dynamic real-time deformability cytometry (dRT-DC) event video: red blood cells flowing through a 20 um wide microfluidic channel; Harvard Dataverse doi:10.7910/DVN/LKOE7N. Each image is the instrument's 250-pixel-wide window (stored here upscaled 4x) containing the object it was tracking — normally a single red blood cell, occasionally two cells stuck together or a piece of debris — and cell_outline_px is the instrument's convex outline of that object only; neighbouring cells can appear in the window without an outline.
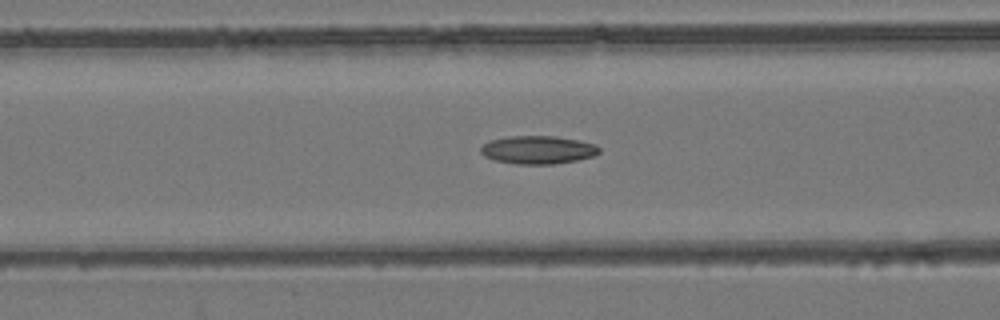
{"species": "common noctule bat (a hibernating species)", "species_latin": "Nyctalus noctula", "temperature_condition": "room temperature", "stored_images_in_passage": 55, "camera_frame_rate_fps": 3000, "um_per_image_px": 0.085, "animal": {"sex": "female", "body_mass_g": 24.6, "forearm_length_mm": 56.2}, "frame": {"image": 1, "passage_image": 23, "time_ms": 7.333, "image_size_px": [1000, 320], "cell_outline_px": [[600, 152], [592, 156], [576, 160], [556, 164], [516, 164], [496, 160], [484, 156], [480, 152], [480, 148], [484, 144], [492, 140], [508, 136], [556, 136], [580, 140], [596, 144], [600, 148]], "centroid_in_image_um": [45.75, 12.73], "position_along_channel_um": 120.9, "area_um2": 19.42}}
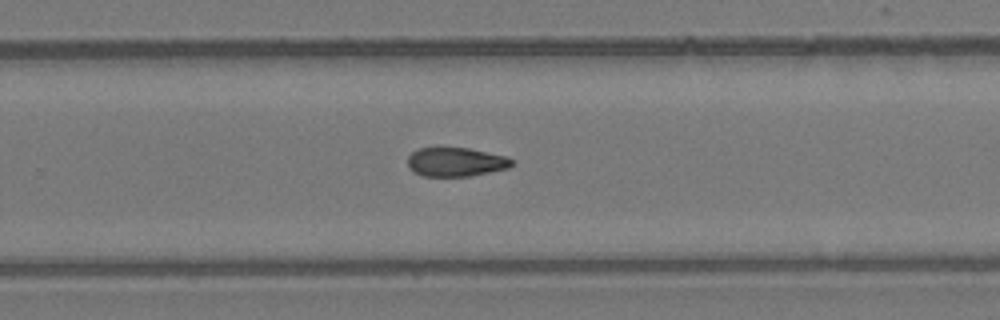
{"frame": {"image": 2, "passage_image": 36, "time_ms": 11.667, "image_size_px": [1000, 320], "cell_outline_px": [[512, 164], [508, 168], [468, 176], [424, 176], [412, 172], [408, 168], [408, 156], [412, 152], [420, 148], [436, 144], [440, 144], [468, 148], [508, 156], [512, 160]], "centroid_in_image_um": [38.67, 13.71], "position_along_channel_um": 291.1, "area_um2": 18.26}}
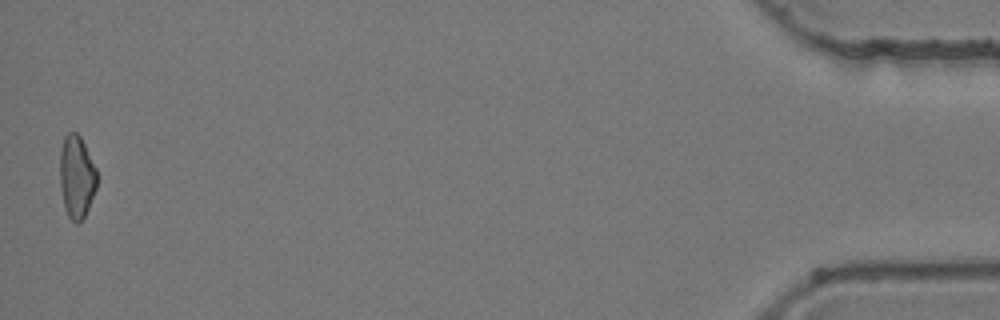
{"frame": {"image": 3, "passage_image": 54, "time_ms": 17.667, "image_size_px": [1000, 320], "cell_outline_px": [[96, 188], [88, 208], [80, 224], [76, 224], [68, 216], [64, 204], [60, 188], [60, 152], [64, 136], [68, 132], [76, 132], [80, 136], [96, 168]], "centroid_in_image_um": [6.5, 15.03], "position_along_channel_um": 428.7, "area_um2": 17.74}, "authors_computed_cell_mechanics": {"area_um2": 18.5538, "velocity_mm_per_s": 3.9336, "shape_relaxation_time_tau1_ms": null, "shape_relaxation_time_tau2_ms": 11.3312, "deformation_change_tau1": null, "deformation_change_tau2": 0.2112}}